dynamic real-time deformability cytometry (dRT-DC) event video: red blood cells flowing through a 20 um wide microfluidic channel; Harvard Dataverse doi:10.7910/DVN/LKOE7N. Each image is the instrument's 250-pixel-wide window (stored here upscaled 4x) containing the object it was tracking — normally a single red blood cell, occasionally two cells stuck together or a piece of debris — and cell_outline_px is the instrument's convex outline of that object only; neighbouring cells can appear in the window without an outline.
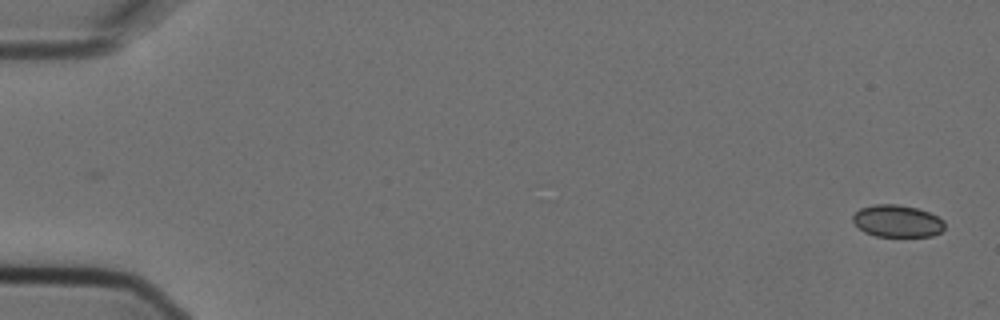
{"species": "Egyptian fruit bat (a non-hibernating species)", "species_latin": "Rousettus aegyptiacus", "temperature_condition": "cold", "stored_images_in_passage": 2, "camera_frame_rate_fps": 3000, "um_per_image_px": 0.085, "animal": {"sex": "female"}, "frame": {"image": 1, "passage_image": 2, "time_ms": 0.333, "image_size_px": [1000, 320], "cell_outline_px": [[944, 228], [940, 232], [932, 236], [876, 236], [864, 232], [852, 220], [852, 216], [860, 208], [876, 204], [896, 204], [916, 208], [928, 212], [944, 220]], "centroid_in_image_um": [76.26, 18.79], "position_along_channel_um": 8.7, "area_um2": 17.05}}